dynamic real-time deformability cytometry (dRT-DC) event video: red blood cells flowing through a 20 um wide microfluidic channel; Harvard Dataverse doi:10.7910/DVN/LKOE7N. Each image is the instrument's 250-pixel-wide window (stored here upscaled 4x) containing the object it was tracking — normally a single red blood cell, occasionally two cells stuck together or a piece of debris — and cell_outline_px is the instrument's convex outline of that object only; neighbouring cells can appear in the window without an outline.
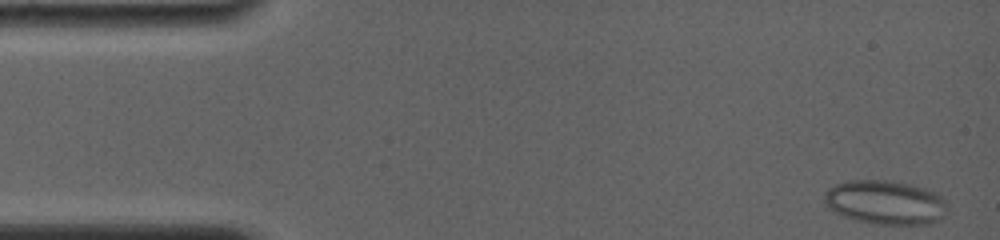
{"species": "common noctule bat (a hibernating species)", "species_latin": "Nyctalus noctula", "temperature_condition": "room temperature", "stored_images_in_passage": 54, "camera_frame_rate_fps": 4000, "um_per_image_px": 0.085, "animal": {"sex": "female", "body_mass_g": 19.0, "forearm_length_mm": 56.7}, "frame": {"image": 1, "passage_image": 1, "time_ms": 0.0, "image_size_px": [1000, 240], "cell_outline_px": [[944, 216], [940, 220], [928, 224], [880, 224], [860, 220], [844, 216], [828, 208], [824, 204], [824, 192], [828, 188], [836, 184], [848, 180], [892, 180], [912, 184], [936, 192], [944, 200]], "centroid_in_image_um": [75.23, 17.18], "position_along_channel_um": 9.8, "area_um2": 31.5}}
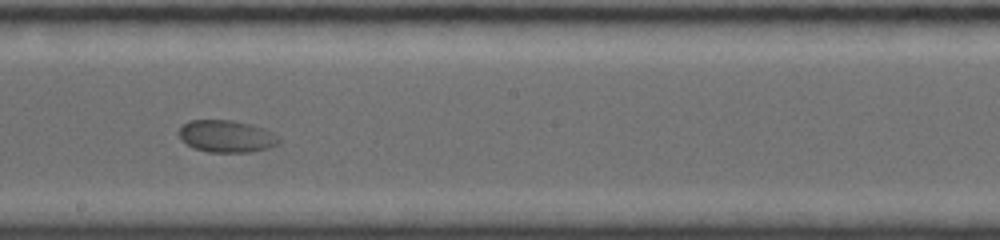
{"frame": {"image": 2, "passage_image": 23, "time_ms": 9.0, "image_size_px": [1000, 240], "cell_outline_px": [[280, 140], [276, 144], [268, 148], [252, 152], [208, 152], [196, 148], [180, 140], [180, 128], [188, 120], [232, 120], [252, 124], [272, 132], [280, 136]], "centroid_in_image_um": [19.27, 11.58], "position_along_channel_um": 228.9, "area_um2": 18.67}}
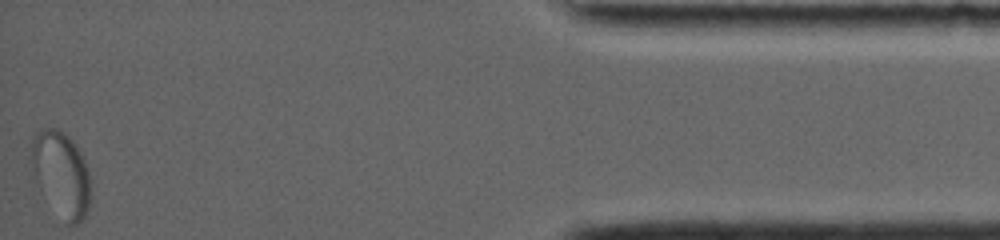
{"frame": {"image": 3, "passage_image": 54, "time_ms": 16.25, "image_size_px": [1000, 240], "cell_outline_px": [[92, 196], [88, 208], [84, 216], [76, 224], [68, 224], [36, 176], [32, 160], [32, 140], [36, 132], [44, 128], [56, 128], [68, 136], [72, 140], [80, 152], [84, 160], [88, 172]], "centroid_in_image_um": [5.28, 14.7], "position_along_channel_um": 429.9, "area_um2": 27.69}}